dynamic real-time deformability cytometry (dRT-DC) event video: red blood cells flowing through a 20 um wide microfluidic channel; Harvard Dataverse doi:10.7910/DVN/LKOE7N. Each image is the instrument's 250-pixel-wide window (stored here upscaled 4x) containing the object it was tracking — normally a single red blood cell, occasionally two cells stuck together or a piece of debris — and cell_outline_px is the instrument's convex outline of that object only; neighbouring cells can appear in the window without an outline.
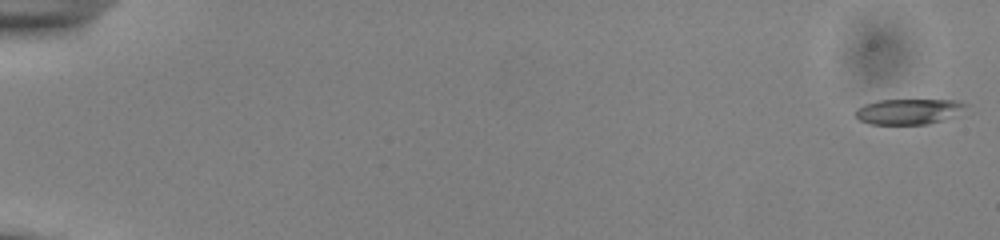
{"species": "common noctule bat (a hibernating species)", "species_latin": "Nyctalus noctula", "temperature_condition": "cold", "stored_images_in_passage": 54, "camera_frame_rate_fps": 3000, "um_per_image_px": 0.085, "animal": {"sex": "male", "body_mass_g": 13.0, "forearm_length_mm": 53.1}, "frame": {"image": 1, "passage_image": 1, "time_ms": 0.0, "image_size_px": [1000, 240], "cell_outline_px": [[968, 104], [940, 120], [928, 124], [868, 124], [860, 120], [856, 116], [856, 108], [864, 104], [880, 100], [956, 100]], "centroid_in_image_um": [77.09, 9.47], "position_along_channel_um": 7.9, "area_um2": 15.78}}
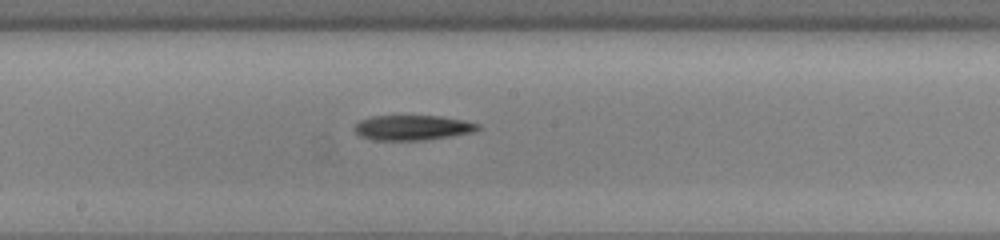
{"frame": {"image": 2, "passage_image": 31, "time_ms": 10.0, "image_size_px": [1000, 240], "cell_outline_px": [[480, 128], [472, 132], [424, 140], [372, 140], [360, 136], [352, 128], [360, 120], [372, 116], [444, 116], [464, 120], [480, 124]], "centroid_in_image_um": [35.04, 10.84], "position_along_channel_um": 213.2, "area_um2": 17.98}}
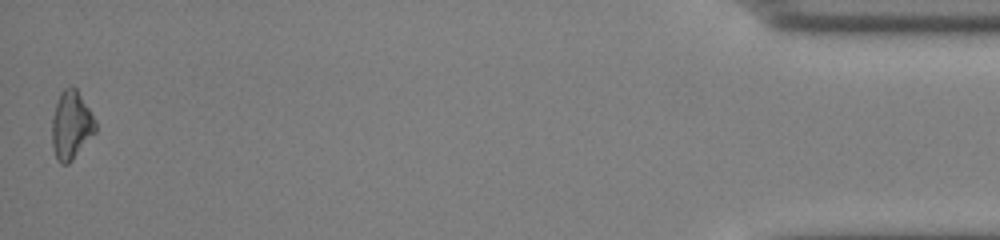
{"frame": {"image": 3, "passage_image": 54, "time_ms": 17.667, "image_size_px": [1000, 240], "cell_outline_px": [[96, 132], [72, 160], [68, 164], [60, 164], [56, 156], [52, 144], [52, 116], [60, 92], [64, 88], [76, 88], [96, 120]], "centroid_in_image_um": [6.05, 10.65], "position_along_channel_um": 429.1, "area_um2": 17.17}}